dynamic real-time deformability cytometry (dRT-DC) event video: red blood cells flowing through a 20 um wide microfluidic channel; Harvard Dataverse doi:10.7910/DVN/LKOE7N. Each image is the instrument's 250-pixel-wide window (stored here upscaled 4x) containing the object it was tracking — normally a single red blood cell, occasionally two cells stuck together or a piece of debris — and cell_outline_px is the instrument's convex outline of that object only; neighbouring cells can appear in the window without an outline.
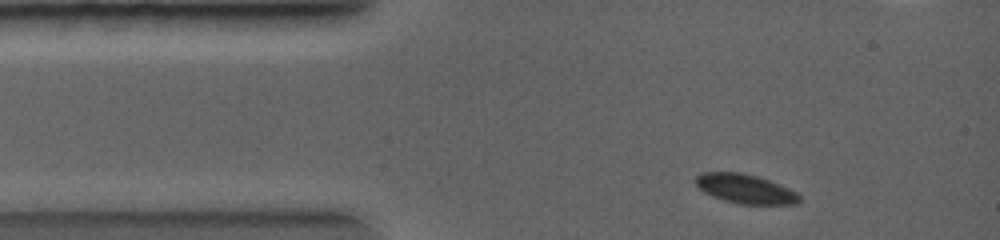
{"species": "common noctule bat (a hibernating species)", "species_latin": "Nyctalus noctula", "temperature_condition": "warm", "stored_images_in_passage": 8, "segment_of_instrument_passage": [1, 2], "camera_frame_rate_fps": 5000, "um_per_image_px": 0.085, "animal": {"sex": "female", "body_mass_g": 19.0, "forearm_length_mm": 56.7}, "frame": {"image": 1, "passage_image": 1, "time_ms": 0.0, "image_size_px": [1000, 240], "cell_outline_px": [[800, 200], [792, 204], [736, 204], [712, 196], [704, 192], [696, 184], [696, 176], [704, 172], [740, 172], [756, 176], [768, 180], [796, 192], [800, 196]], "centroid_in_image_um": [63.31, 16.05], "position_along_channel_um": 21.7, "area_um2": 17.4}}
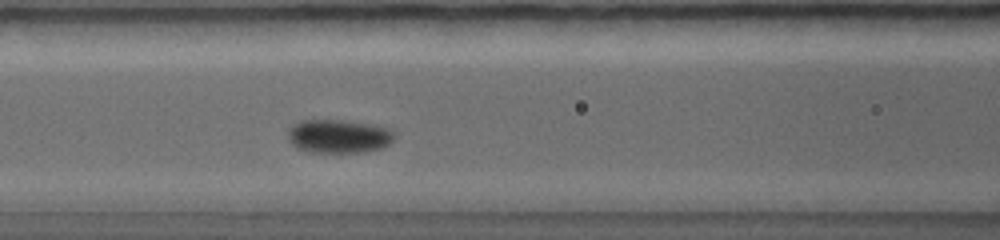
{"frame": {"image": 2, "passage_image": 6, "time_ms": 2.6, "image_size_px": [1000, 240], "cell_outline_px": [[392, 140], [384, 148], [364, 152], [308, 152], [296, 148], [292, 144], [288, 136], [288, 132], [300, 120], [344, 120], [372, 124], [392, 128]], "centroid_in_image_um": [28.81, 11.58], "position_along_channel_um": 137.8, "area_um2": 20.81}}
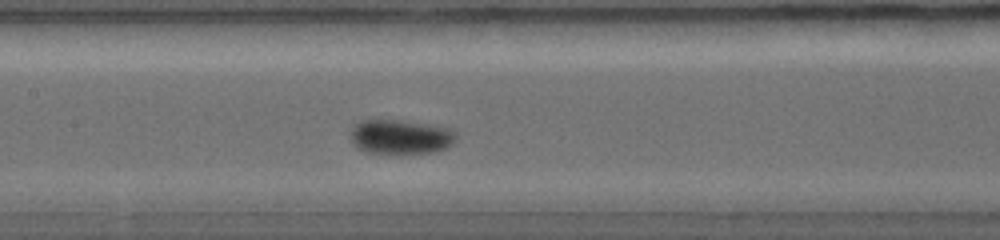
{"frame": {"image": 3, "passage_image": 7, "time_ms": 3.2, "image_size_px": [1000, 240], "cell_outline_px": [[456, 140], [448, 148], [432, 152], [396, 156], [368, 152], [360, 148], [352, 140], [352, 128], [360, 120], [400, 120], [448, 128], [456, 132]], "centroid_in_image_um": [34.09, 11.67], "position_along_channel_um": 173.3, "area_um2": 21.5}}